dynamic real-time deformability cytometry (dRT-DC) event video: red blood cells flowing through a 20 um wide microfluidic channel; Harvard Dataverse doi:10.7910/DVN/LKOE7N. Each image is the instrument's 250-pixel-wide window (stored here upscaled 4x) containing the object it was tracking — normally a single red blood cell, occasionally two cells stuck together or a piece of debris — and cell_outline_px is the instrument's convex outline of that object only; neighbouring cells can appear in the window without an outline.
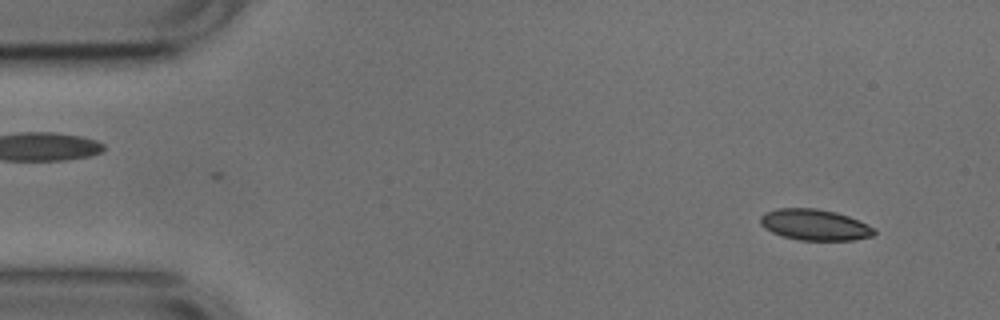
{"species": "common noctule bat (a hibernating species)", "species_latin": "Nyctalus noctula", "temperature_condition": "cold", "stored_images_in_passage": 53, "camera_frame_rate_fps": 3000, "um_per_image_px": 0.085, "animal": {"sex": "male", "body_mass_g": 17.9, "forearm_length_mm": 54.2}, "frame": {"image": 1, "passage_image": 5, "time_ms": 1.333, "image_size_px": [1000, 320], "cell_outline_px": [[876, 232], [872, 236], [852, 240], [800, 240], [784, 236], [772, 232], [764, 228], [760, 224], [760, 216], [764, 212], [776, 208], [816, 208], [836, 212], [848, 216], [868, 224], [876, 228]], "centroid_in_image_um": [69.25, 19.1], "position_along_channel_um": 15.8, "area_um2": 20.69}}
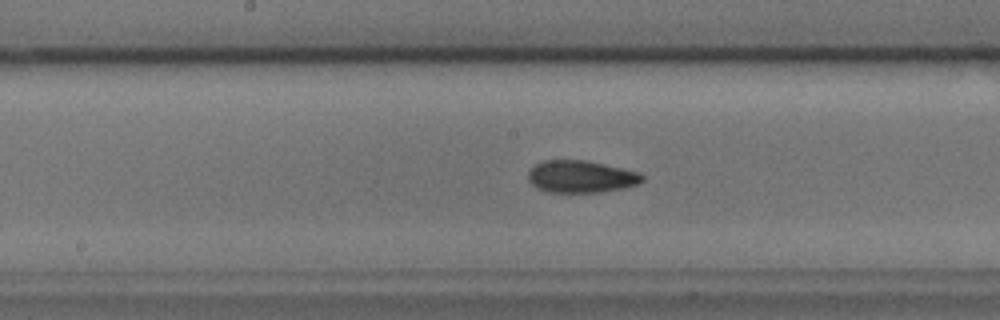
{"frame": {"image": 2, "passage_image": 27, "time_ms": 8.667, "image_size_px": [1000, 320], "cell_outline_px": [[644, 180], [636, 184], [624, 188], [600, 192], [548, 192], [532, 184], [528, 180], [528, 172], [536, 164], [544, 160], [584, 160], [604, 164], [640, 172], [644, 176]], "centroid_in_image_um": [49.4, 15.01], "position_along_channel_um": 198.8, "area_um2": 21.27}}
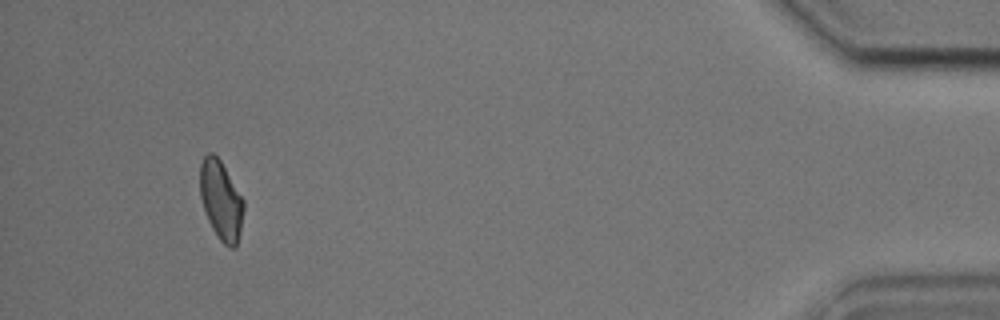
{"frame": {"image": 3, "passage_image": 50, "time_ms": 16.333, "image_size_px": [1000, 320], "cell_outline_px": [[244, 208], [240, 232], [236, 248], [228, 248], [216, 236], [208, 220], [200, 196], [200, 164], [204, 156], [208, 152], [212, 152], [220, 160], [244, 200]], "centroid_in_image_um": [18.78, 17.04], "position_along_channel_um": 416.4, "area_um2": 20.11}, "authors_computed_cell_mechanics": {"area_um2": 20.808, "velocity_mm_per_s": 3.7557, "shape_relaxation_time_tau1_ms": null, "shape_relaxation_time_tau2_ms": 3.3538, "deformation_change_tau1": null, "deformation_change_tau2": 0.0964}}